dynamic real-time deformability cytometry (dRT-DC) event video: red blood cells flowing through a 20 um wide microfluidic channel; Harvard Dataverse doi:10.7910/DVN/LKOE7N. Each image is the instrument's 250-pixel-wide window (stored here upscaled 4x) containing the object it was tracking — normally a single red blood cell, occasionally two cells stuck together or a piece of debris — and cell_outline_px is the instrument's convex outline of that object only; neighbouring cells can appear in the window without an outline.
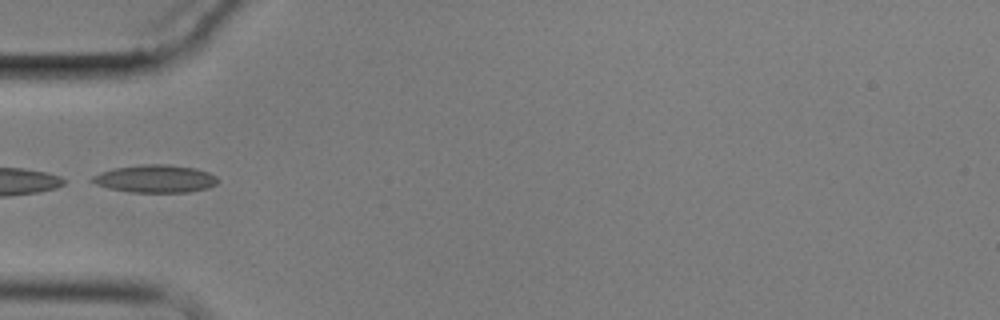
{"species": "common noctule bat (a hibernating species)", "species_latin": "Nyctalus noctula", "temperature_condition": "cold", "stored_images_in_passage": 8, "camera_frame_rate_fps": 3000, "um_per_image_px": 0.085, "animal": {"sex": "male", "body_mass_g": 17.9}, "frame": {"image": 1, "passage_image": 5, "time_ms": 5.667, "image_size_px": [1000, 320], "cell_outline_px": [[220, 180], [216, 184], [208, 188], [188, 192], [132, 192], [108, 188], [96, 184], [88, 180], [92, 176], [100, 172], [112, 168], [144, 164], [164, 164], [196, 168], [208, 172], [216, 176]], "centroid_in_image_um": [13.19, 15.19], "position_along_channel_um": 71.8, "area_um2": 20.4}}
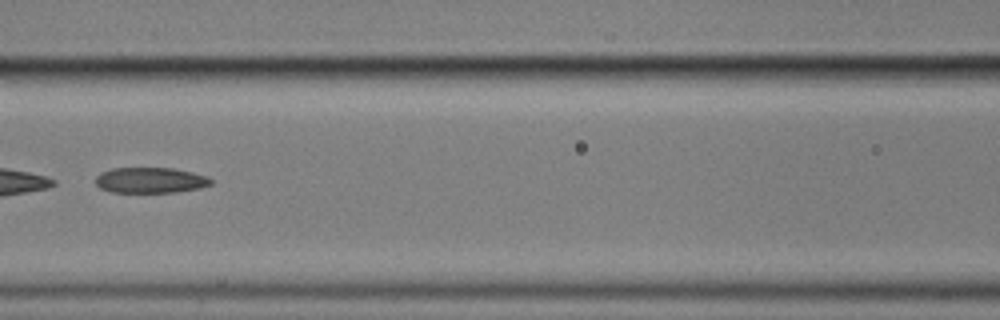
{"frame": {"image": 2, "passage_image": 7, "time_ms": 8.0, "image_size_px": [1000, 320], "cell_outline_px": [[212, 184], [200, 188], [176, 192], [112, 192], [100, 188], [96, 184], [96, 176], [100, 172], [112, 168], [176, 168], [208, 176], [212, 180]], "centroid_in_image_um": [12.8, 15.31], "position_along_channel_um": 153.8, "area_um2": 17.34}}
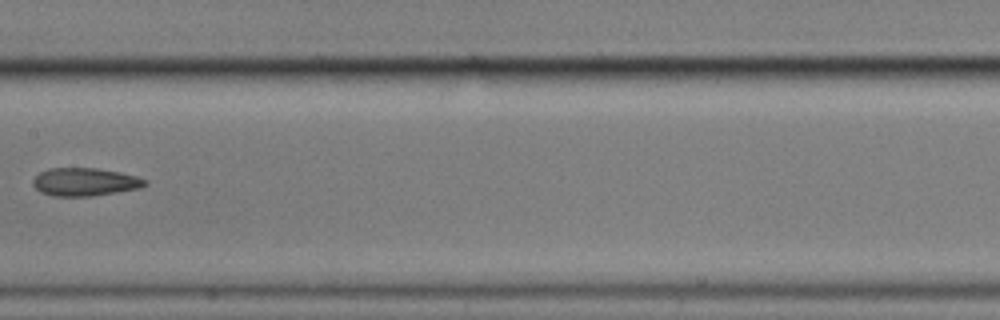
{"frame": {"image": 3, "passage_image": 8, "time_ms": 9.333, "image_size_px": [1000, 320], "cell_outline_px": [[148, 184], [140, 188], [92, 196], [52, 196], [40, 192], [32, 184], [32, 180], [40, 172], [48, 168], [96, 168], [120, 172], [136, 176], [148, 180]], "centroid_in_image_um": [7.21, 15.46], "position_along_channel_um": 200.2, "area_um2": 18.38}}